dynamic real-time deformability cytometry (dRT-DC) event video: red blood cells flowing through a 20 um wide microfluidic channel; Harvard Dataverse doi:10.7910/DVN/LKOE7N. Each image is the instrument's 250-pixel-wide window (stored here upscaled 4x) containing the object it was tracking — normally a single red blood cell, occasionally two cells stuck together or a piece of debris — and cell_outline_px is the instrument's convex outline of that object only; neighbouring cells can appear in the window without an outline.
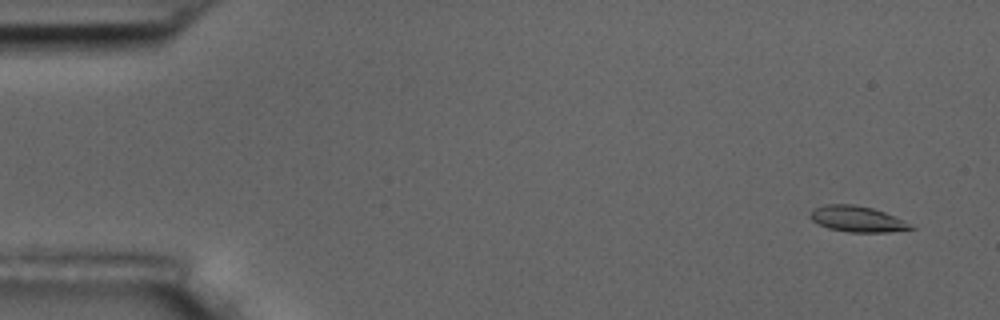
{"species": "common noctule bat (a hibernating species)", "species_latin": "Nyctalus noctula", "temperature_condition": "room temperature", "stored_images_in_passage": 7, "camera_frame_rate_fps": 3000, "um_per_image_px": 0.085, "animal": {"sex": "male", "body_mass_g": 17.5, "forearm_length_mm": 52.3}, "frame": {"image": 1, "passage_image": 2, "time_ms": 1.0, "image_size_px": [1000, 320], "cell_outline_px": [[916, 228], [888, 232], [848, 232], [828, 228], [812, 220], [808, 216], [816, 208], [824, 204], [852, 204], [872, 208], [884, 212]], "centroid_in_image_um": [72.8, 18.61], "position_along_channel_um": 12.2, "area_um2": 14.74}}
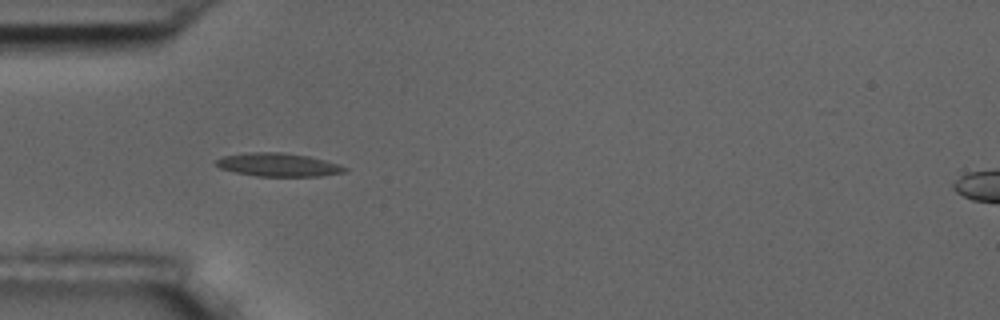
{"frame": {"image": 2, "passage_image": 6, "time_ms": 5.667, "image_size_px": [1000, 320], "cell_outline_px": [[348, 168], [344, 172], [320, 176], [256, 176], [236, 172], [220, 168], [216, 164], [216, 160], [220, 156], [248, 152], [280, 152], [308, 156], [324, 160]], "centroid_in_image_um": [23.6, 14.0], "position_along_channel_um": 61.4, "area_um2": 17.34}}